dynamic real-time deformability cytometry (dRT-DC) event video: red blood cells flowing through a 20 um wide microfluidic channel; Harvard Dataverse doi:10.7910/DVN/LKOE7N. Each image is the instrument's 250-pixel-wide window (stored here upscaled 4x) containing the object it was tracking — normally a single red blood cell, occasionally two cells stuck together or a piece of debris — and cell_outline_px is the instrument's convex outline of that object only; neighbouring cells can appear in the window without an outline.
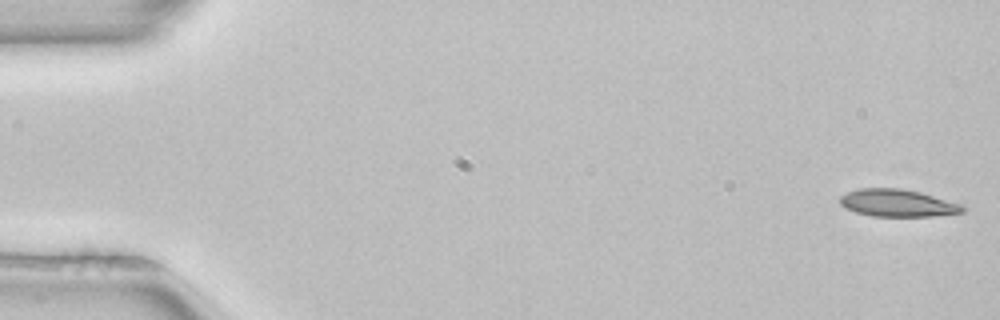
{"species": "common noctule bat (a hibernating species)", "species_latin": "Nyctalus noctula", "temperature_condition": "room temperature", "stored_images_in_passage": 51, "camera_frame_rate_fps": 3000, "um_per_image_px": 0.085, "animal": {"sex": "female", "body_mass_g": 22.7, "forearm_length_mm": 54.2}, "frame": {"image": 1, "passage_image": 1, "time_ms": 0.0, "image_size_px": [1000, 320], "cell_outline_px": [[964, 212], [932, 216], [872, 216], [856, 212], [844, 208], [840, 204], [840, 196], [848, 192], [860, 188], [900, 188], [920, 192], [964, 204]], "centroid_in_image_um": [76.3, 17.25], "position_along_channel_um": 8.7, "area_um2": 19.59}}
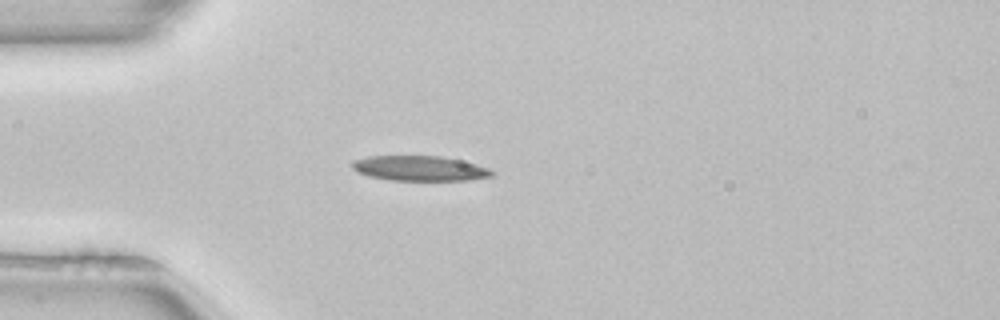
{"frame": {"image": 2, "passage_image": 14, "time_ms": 4.333, "image_size_px": [1000, 320], "cell_outline_px": [[496, 172], [492, 176], [468, 180], [388, 180], [368, 176], [356, 172], [352, 168], [352, 160], [368, 156], [440, 156], [460, 160], [476, 164], [488, 168]], "centroid_in_image_um": [35.64, 14.31], "position_along_channel_um": 49.4, "area_um2": 20.46}}
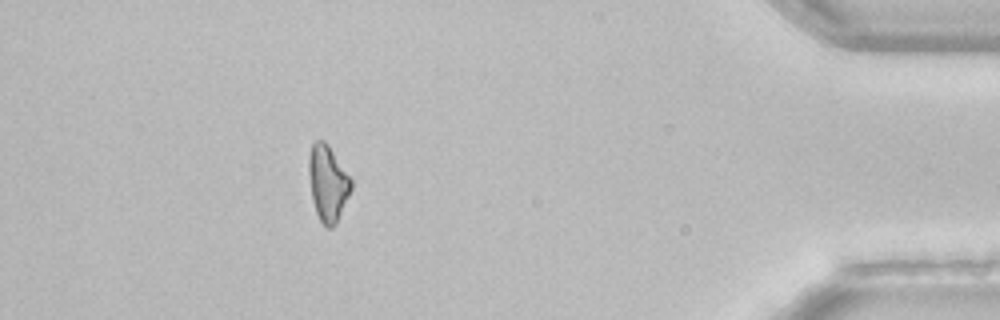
{"frame": {"image": 3, "passage_image": 46, "time_ms": 15.0, "image_size_px": [1000, 320], "cell_outline_px": [[352, 188], [336, 224], [332, 228], [328, 228], [320, 220], [316, 212], [312, 200], [308, 172], [308, 156], [312, 144], [316, 140], [324, 140], [328, 144], [352, 180]], "centroid_in_image_um": [27.85, 15.56], "position_along_channel_um": 407.4, "area_um2": 18.73}, "authors_computed_cell_mechanics": {"area_um2": 19.7676, "velocity_mm_per_s": 3.9793, "shape_relaxation_time_tau1_ms": 7.6361, "shape_relaxation_time_tau2_ms": null, "deformation_change_tau1": 0.1676, "deformation_change_tau2": null}}